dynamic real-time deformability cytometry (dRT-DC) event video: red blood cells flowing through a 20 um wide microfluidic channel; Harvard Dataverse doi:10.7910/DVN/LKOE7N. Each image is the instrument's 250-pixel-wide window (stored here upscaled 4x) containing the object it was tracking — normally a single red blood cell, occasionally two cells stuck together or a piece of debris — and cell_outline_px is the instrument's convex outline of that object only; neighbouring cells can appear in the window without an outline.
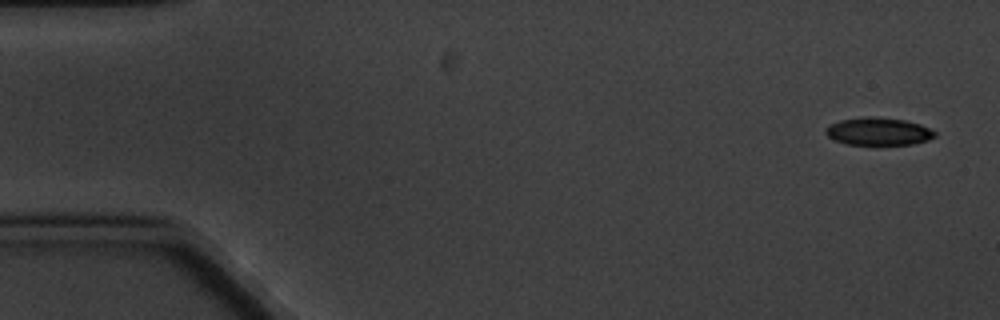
{"species": "common noctule bat (a hibernating species)", "species_latin": "Nyctalus noctula", "temperature_condition": "cold", "stored_images_in_passage": 6, "camera_frame_rate_fps": 3000, "um_per_image_px": 0.085, "animal": {"sex": "male", "body_mass_g": 20.1, "forearm_length_mm": 53.5}, "frame": {"image": 1, "passage_image": 1, "time_ms": 0.0, "image_size_px": [1000, 320], "cell_outline_px": [[936, 136], [928, 140], [912, 144], [848, 144], [836, 140], [828, 136], [824, 132], [824, 128], [840, 120], [868, 116], [872, 116], [904, 120], [920, 124], [936, 132]], "centroid_in_image_um": [74.67, 11.16], "position_along_channel_um": 10.3, "area_um2": 17.4}}